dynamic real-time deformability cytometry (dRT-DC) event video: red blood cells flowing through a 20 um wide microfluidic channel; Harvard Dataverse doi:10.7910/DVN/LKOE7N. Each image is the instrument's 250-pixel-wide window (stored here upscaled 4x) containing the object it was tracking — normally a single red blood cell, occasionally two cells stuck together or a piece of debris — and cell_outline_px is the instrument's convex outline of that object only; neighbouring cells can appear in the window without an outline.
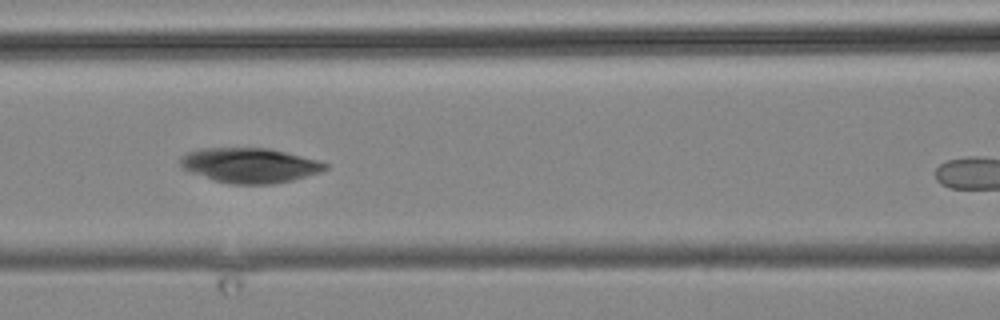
{"species": "common noctule bat (a hibernating species)", "species_latin": "Nyctalus noctula", "temperature_condition": "cold", "stored_images_in_passage": 23, "camera_frame_rate_fps": 3000, "um_per_image_px": 0.085, "animal": {"sex": "male", "body_mass_g": 19.2, "forearm_length_mm": 51.8}, "frame": {"image": 1, "passage_image": 14, "time_ms": 17.0, "image_size_px": [1000, 320], "cell_outline_px": [[328, 168], [320, 172], [292, 180], [272, 184], [232, 184], [216, 180], [180, 168], [180, 156], [188, 152], [200, 148], [272, 148], [320, 160], [328, 164]], "centroid_in_image_um": [21.25, 14.04], "position_along_channel_um": 145.3, "area_um2": 29.54}}
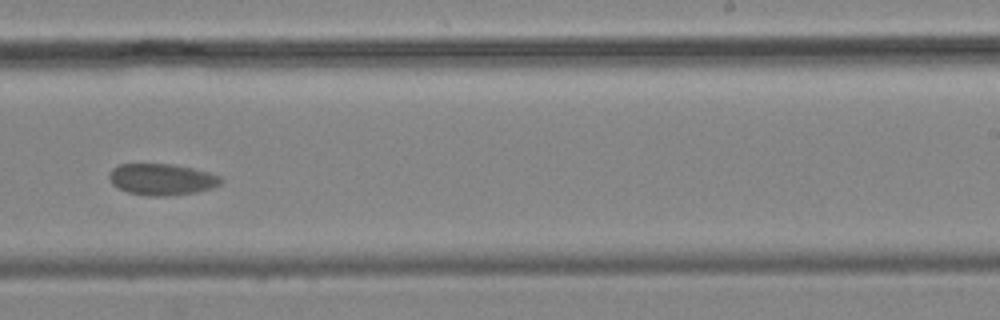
{"frame": {"image": 2, "passage_image": 18, "time_ms": 23.0, "image_size_px": [1000, 320], "cell_outline_px": [[224, 180], [220, 184], [212, 188], [196, 192], [168, 196], [148, 196], [128, 192], [116, 188], [112, 184], [108, 176], [112, 168], [120, 164], [176, 164], [208, 172], [220, 176]], "centroid_in_image_um": [13.75, 15.25], "position_along_channel_um": 275.3, "area_um2": 20.63}}
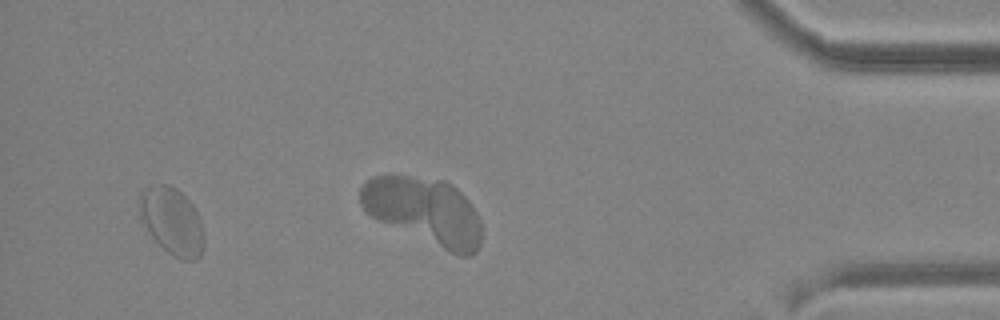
{"frame": {"image": 3, "passage_image": 22, "time_ms": 27.667, "image_size_px": [1000, 320], "cell_outline_px": [[204, 244], [200, 256], [196, 260], [184, 260], [168, 252], [152, 236], [140, 220], [140, 192], [156, 184], [168, 184], [176, 188], [196, 208], [200, 216], [204, 236]], "centroid_in_image_um": [14.65, 18.8], "position_along_channel_um": 420.6, "area_um2": 25.09}}